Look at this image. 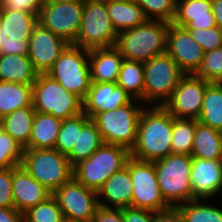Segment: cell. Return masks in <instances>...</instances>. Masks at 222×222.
I'll return each instance as SVG.
<instances>
[{
  "label": "cell",
  "mask_w": 222,
  "mask_h": 222,
  "mask_svg": "<svg viewBox=\"0 0 222 222\" xmlns=\"http://www.w3.org/2000/svg\"><path fill=\"white\" fill-rule=\"evenodd\" d=\"M173 116L158 105H145L137 125V141L131 157L154 162L172 154Z\"/></svg>",
  "instance_id": "6da1fadb"
},
{
  "label": "cell",
  "mask_w": 222,
  "mask_h": 222,
  "mask_svg": "<svg viewBox=\"0 0 222 222\" xmlns=\"http://www.w3.org/2000/svg\"><path fill=\"white\" fill-rule=\"evenodd\" d=\"M169 23L147 19L117 35L115 47L125 59L145 62L166 52Z\"/></svg>",
  "instance_id": "7a4b0ae2"
},
{
  "label": "cell",
  "mask_w": 222,
  "mask_h": 222,
  "mask_svg": "<svg viewBox=\"0 0 222 222\" xmlns=\"http://www.w3.org/2000/svg\"><path fill=\"white\" fill-rule=\"evenodd\" d=\"M131 157L128 148L102 144L89 158L73 167V177L96 192L116 172L122 170Z\"/></svg>",
  "instance_id": "3957f363"
},
{
  "label": "cell",
  "mask_w": 222,
  "mask_h": 222,
  "mask_svg": "<svg viewBox=\"0 0 222 222\" xmlns=\"http://www.w3.org/2000/svg\"><path fill=\"white\" fill-rule=\"evenodd\" d=\"M154 165L161 193L172 208L194 200L190 185L191 155L169 154L154 161Z\"/></svg>",
  "instance_id": "277c9868"
},
{
  "label": "cell",
  "mask_w": 222,
  "mask_h": 222,
  "mask_svg": "<svg viewBox=\"0 0 222 222\" xmlns=\"http://www.w3.org/2000/svg\"><path fill=\"white\" fill-rule=\"evenodd\" d=\"M143 106V107H142ZM145 104L133 99L125 106L97 114V124L104 144L120 145L130 151L137 141V125Z\"/></svg>",
  "instance_id": "5b68a950"
},
{
  "label": "cell",
  "mask_w": 222,
  "mask_h": 222,
  "mask_svg": "<svg viewBox=\"0 0 222 222\" xmlns=\"http://www.w3.org/2000/svg\"><path fill=\"white\" fill-rule=\"evenodd\" d=\"M20 165L52 193L73 177L67 156L55 148L24 149Z\"/></svg>",
  "instance_id": "8992f818"
},
{
  "label": "cell",
  "mask_w": 222,
  "mask_h": 222,
  "mask_svg": "<svg viewBox=\"0 0 222 222\" xmlns=\"http://www.w3.org/2000/svg\"><path fill=\"white\" fill-rule=\"evenodd\" d=\"M33 107L61 120L83 113V100L60 85L48 74H38L32 84Z\"/></svg>",
  "instance_id": "52a82bcc"
},
{
  "label": "cell",
  "mask_w": 222,
  "mask_h": 222,
  "mask_svg": "<svg viewBox=\"0 0 222 222\" xmlns=\"http://www.w3.org/2000/svg\"><path fill=\"white\" fill-rule=\"evenodd\" d=\"M47 74L84 100L91 86L89 50L68 44Z\"/></svg>",
  "instance_id": "ba28073f"
},
{
  "label": "cell",
  "mask_w": 222,
  "mask_h": 222,
  "mask_svg": "<svg viewBox=\"0 0 222 222\" xmlns=\"http://www.w3.org/2000/svg\"><path fill=\"white\" fill-rule=\"evenodd\" d=\"M117 33L107 12V1L84 0L81 26L73 45L87 50L116 45Z\"/></svg>",
  "instance_id": "9c48e42d"
},
{
  "label": "cell",
  "mask_w": 222,
  "mask_h": 222,
  "mask_svg": "<svg viewBox=\"0 0 222 222\" xmlns=\"http://www.w3.org/2000/svg\"><path fill=\"white\" fill-rule=\"evenodd\" d=\"M144 104L163 106L184 73L167 52L143 62Z\"/></svg>",
  "instance_id": "30bf717a"
},
{
  "label": "cell",
  "mask_w": 222,
  "mask_h": 222,
  "mask_svg": "<svg viewBox=\"0 0 222 222\" xmlns=\"http://www.w3.org/2000/svg\"><path fill=\"white\" fill-rule=\"evenodd\" d=\"M132 179L131 207L162 212L172 207L165 201L155 172L154 162L130 157L126 163Z\"/></svg>",
  "instance_id": "8fae6325"
},
{
  "label": "cell",
  "mask_w": 222,
  "mask_h": 222,
  "mask_svg": "<svg viewBox=\"0 0 222 222\" xmlns=\"http://www.w3.org/2000/svg\"><path fill=\"white\" fill-rule=\"evenodd\" d=\"M38 24V14L0 10V55H28V40Z\"/></svg>",
  "instance_id": "7c38bea8"
},
{
  "label": "cell",
  "mask_w": 222,
  "mask_h": 222,
  "mask_svg": "<svg viewBox=\"0 0 222 222\" xmlns=\"http://www.w3.org/2000/svg\"><path fill=\"white\" fill-rule=\"evenodd\" d=\"M82 15L83 1L44 2L38 13V23L73 44L81 26Z\"/></svg>",
  "instance_id": "4fadbf2b"
},
{
  "label": "cell",
  "mask_w": 222,
  "mask_h": 222,
  "mask_svg": "<svg viewBox=\"0 0 222 222\" xmlns=\"http://www.w3.org/2000/svg\"><path fill=\"white\" fill-rule=\"evenodd\" d=\"M52 196L66 220L91 222L99 206L97 192L85 187L74 177L56 189Z\"/></svg>",
  "instance_id": "5bb4252c"
},
{
  "label": "cell",
  "mask_w": 222,
  "mask_h": 222,
  "mask_svg": "<svg viewBox=\"0 0 222 222\" xmlns=\"http://www.w3.org/2000/svg\"><path fill=\"white\" fill-rule=\"evenodd\" d=\"M209 83L196 74H184L163 107L174 118L197 120L201 113L206 86Z\"/></svg>",
  "instance_id": "9a60e30c"
},
{
  "label": "cell",
  "mask_w": 222,
  "mask_h": 222,
  "mask_svg": "<svg viewBox=\"0 0 222 222\" xmlns=\"http://www.w3.org/2000/svg\"><path fill=\"white\" fill-rule=\"evenodd\" d=\"M166 52L184 74H195L204 56L201 46L189 32L173 23H169L167 31Z\"/></svg>",
  "instance_id": "2e32d148"
},
{
  "label": "cell",
  "mask_w": 222,
  "mask_h": 222,
  "mask_svg": "<svg viewBox=\"0 0 222 222\" xmlns=\"http://www.w3.org/2000/svg\"><path fill=\"white\" fill-rule=\"evenodd\" d=\"M68 44L38 23L28 40L27 56L39 74H47Z\"/></svg>",
  "instance_id": "e0dca14e"
},
{
  "label": "cell",
  "mask_w": 222,
  "mask_h": 222,
  "mask_svg": "<svg viewBox=\"0 0 222 222\" xmlns=\"http://www.w3.org/2000/svg\"><path fill=\"white\" fill-rule=\"evenodd\" d=\"M190 185L194 199H210L222 193V160L192 157Z\"/></svg>",
  "instance_id": "ac0fdd59"
},
{
  "label": "cell",
  "mask_w": 222,
  "mask_h": 222,
  "mask_svg": "<svg viewBox=\"0 0 222 222\" xmlns=\"http://www.w3.org/2000/svg\"><path fill=\"white\" fill-rule=\"evenodd\" d=\"M132 100L117 82H91L87 96L83 100V113L93 119L103 111L118 109Z\"/></svg>",
  "instance_id": "d6986e66"
},
{
  "label": "cell",
  "mask_w": 222,
  "mask_h": 222,
  "mask_svg": "<svg viewBox=\"0 0 222 222\" xmlns=\"http://www.w3.org/2000/svg\"><path fill=\"white\" fill-rule=\"evenodd\" d=\"M12 193L14 208L22 213L52 196V192L35 180L21 165L13 167Z\"/></svg>",
  "instance_id": "ffe728a7"
},
{
  "label": "cell",
  "mask_w": 222,
  "mask_h": 222,
  "mask_svg": "<svg viewBox=\"0 0 222 222\" xmlns=\"http://www.w3.org/2000/svg\"><path fill=\"white\" fill-rule=\"evenodd\" d=\"M172 23L185 29L217 26L212 12V0H177L176 15Z\"/></svg>",
  "instance_id": "44dd1931"
},
{
  "label": "cell",
  "mask_w": 222,
  "mask_h": 222,
  "mask_svg": "<svg viewBox=\"0 0 222 222\" xmlns=\"http://www.w3.org/2000/svg\"><path fill=\"white\" fill-rule=\"evenodd\" d=\"M132 179L129 169L125 166L114 173L98 190V204L107 208L131 207Z\"/></svg>",
  "instance_id": "7402d4cb"
},
{
  "label": "cell",
  "mask_w": 222,
  "mask_h": 222,
  "mask_svg": "<svg viewBox=\"0 0 222 222\" xmlns=\"http://www.w3.org/2000/svg\"><path fill=\"white\" fill-rule=\"evenodd\" d=\"M123 59L115 46L89 50L91 82H117Z\"/></svg>",
  "instance_id": "603a6c76"
},
{
  "label": "cell",
  "mask_w": 222,
  "mask_h": 222,
  "mask_svg": "<svg viewBox=\"0 0 222 222\" xmlns=\"http://www.w3.org/2000/svg\"><path fill=\"white\" fill-rule=\"evenodd\" d=\"M38 74L27 55H0V81L32 85Z\"/></svg>",
  "instance_id": "cb8c5ba5"
},
{
  "label": "cell",
  "mask_w": 222,
  "mask_h": 222,
  "mask_svg": "<svg viewBox=\"0 0 222 222\" xmlns=\"http://www.w3.org/2000/svg\"><path fill=\"white\" fill-rule=\"evenodd\" d=\"M191 156L205 160H222V132L195 119Z\"/></svg>",
  "instance_id": "d4e9b609"
},
{
  "label": "cell",
  "mask_w": 222,
  "mask_h": 222,
  "mask_svg": "<svg viewBox=\"0 0 222 222\" xmlns=\"http://www.w3.org/2000/svg\"><path fill=\"white\" fill-rule=\"evenodd\" d=\"M62 120L35 111L29 144L24 149L54 148Z\"/></svg>",
  "instance_id": "484cf974"
},
{
  "label": "cell",
  "mask_w": 222,
  "mask_h": 222,
  "mask_svg": "<svg viewBox=\"0 0 222 222\" xmlns=\"http://www.w3.org/2000/svg\"><path fill=\"white\" fill-rule=\"evenodd\" d=\"M34 117L33 106L19 108L2 117L0 127L24 149L29 144Z\"/></svg>",
  "instance_id": "4316f807"
},
{
  "label": "cell",
  "mask_w": 222,
  "mask_h": 222,
  "mask_svg": "<svg viewBox=\"0 0 222 222\" xmlns=\"http://www.w3.org/2000/svg\"><path fill=\"white\" fill-rule=\"evenodd\" d=\"M101 138L97 124L93 119H89L82 127L78 129L77 143L66 155L72 167L83 160L89 158L101 145Z\"/></svg>",
  "instance_id": "83f0119b"
},
{
  "label": "cell",
  "mask_w": 222,
  "mask_h": 222,
  "mask_svg": "<svg viewBox=\"0 0 222 222\" xmlns=\"http://www.w3.org/2000/svg\"><path fill=\"white\" fill-rule=\"evenodd\" d=\"M107 12L117 34L139 26L147 20L142 8L135 1H107Z\"/></svg>",
  "instance_id": "f1b7e54d"
},
{
  "label": "cell",
  "mask_w": 222,
  "mask_h": 222,
  "mask_svg": "<svg viewBox=\"0 0 222 222\" xmlns=\"http://www.w3.org/2000/svg\"><path fill=\"white\" fill-rule=\"evenodd\" d=\"M28 106H33L32 85L0 81V119Z\"/></svg>",
  "instance_id": "f546056e"
},
{
  "label": "cell",
  "mask_w": 222,
  "mask_h": 222,
  "mask_svg": "<svg viewBox=\"0 0 222 222\" xmlns=\"http://www.w3.org/2000/svg\"><path fill=\"white\" fill-rule=\"evenodd\" d=\"M197 121L222 132V83L210 82L206 86Z\"/></svg>",
  "instance_id": "4dcf8cb0"
},
{
  "label": "cell",
  "mask_w": 222,
  "mask_h": 222,
  "mask_svg": "<svg viewBox=\"0 0 222 222\" xmlns=\"http://www.w3.org/2000/svg\"><path fill=\"white\" fill-rule=\"evenodd\" d=\"M117 85L125 90L132 99L144 103V67L143 62L123 59Z\"/></svg>",
  "instance_id": "1f68e13d"
},
{
  "label": "cell",
  "mask_w": 222,
  "mask_h": 222,
  "mask_svg": "<svg viewBox=\"0 0 222 222\" xmlns=\"http://www.w3.org/2000/svg\"><path fill=\"white\" fill-rule=\"evenodd\" d=\"M209 201L210 199H194L175 208L183 222H222L221 207Z\"/></svg>",
  "instance_id": "d6a6232c"
},
{
  "label": "cell",
  "mask_w": 222,
  "mask_h": 222,
  "mask_svg": "<svg viewBox=\"0 0 222 222\" xmlns=\"http://www.w3.org/2000/svg\"><path fill=\"white\" fill-rule=\"evenodd\" d=\"M195 134V119L174 118L172 127V154L191 155Z\"/></svg>",
  "instance_id": "836d02e7"
},
{
  "label": "cell",
  "mask_w": 222,
  "mask_h": 222,
  "mask_svg": "<svg viewBox=\"0 0 222 222\" xmlns=\"http://www.w3.org/2000/svg\"><path fill=\"white\" fill-rule=\"evenodd\" d=\"M89 119L88 115L81 113L75 117L62 120L54 148L61 154L67 155L74 144L77 143L78 129H82Z\"/></svg>",
  "instance_id": "e575fe53"
},
{
  "label": "cell",
  "mask_w": 222,
  "mask_h": 222,
  "mask_svg": "<svg viewBox=\"0 0 222 222\" xmlns=\"http://www.w3.org/2000/svg\"><path fill=\"white\" fill-rule=\"evenodd\" d=\"M63 212L53 196L24 212V222H63Z\"/></svg>",
  "instance_id": "d590c367"
},
{
  "label": "cell",
  "mask_w": 222,
  "mask_h": 222,
  "mask_svg": "<svg viewBox=\"0 0 222 222\" xmlns=\"http://www.w3.org/2000/svg\"><path fill=\"white\" fill-rule=\"evenodd\" d=\"M147 19L172 23L176 15L177 0H135Z\"/></svg>",
  "instance_id": "8d00e7d4"
},
{
  "label": "cell",
  "mask_w": 222,
  "mask_h": 222,
  "mask_svg": "<svg viewBox=\"0 0 222 222\" xmlns=\"http://www.w3.org/2000/svg\"><path fill=\"white\" fill-rule=\"evenodd\" d=\"M22 146L0 127V169H8L21 164Z\"/></svg>",
  "instance_id": "74e56055"
},
{
  "label": "cell",
  "mask_w": 222,
  "mask_h": 222,
  "mask_svg": "<svg viewBox=\"0 0 222 222\" xmlns=\"http://www.w3.org/2000/svg\"><path fill=\"white\" fill-rule=\"evenodd\" d=\"M195 74L205 81L222 83V47L205 52Z\"/></svg>",
  "instance_id": "f35d334b"
},
{
  "label": "cell",
  "mask_w": 222,
  "mask_h": 222,
  "mask_svg": "<svg viewBox=\"0 0 222 222\" xmlns=\"http://www.w3.org/2000/svg\"><path fill=\"white\" fill-rule=\"evenodd\" d=\"M191 37L201 46L203 52L222 47V29L214 26L208 29H186Z\"/></svg>",
  "instance_id": "ab89813d"
},
{
  "label": "cell",
  "mask_w": 222,
  "mask_h": 222,
  "mask_svg": "<svg viewBox=\"0 0 222 222\" xmlns=\"http://www.w3.org/2000/svg\"><path fill=\"white\" fill-rule=\"evenodd\" d=\"M12 181L13 167L0 169V207H14Z\"/></svg>",
  "instance_id": "60d3db41"
},
{
  "label": "cell",
  "mask_w": 222,
  "mask_h": 222,
  "mask_svg": "<svg viewBox=\"0 0 222 222\" xmlns=\"http://www.w3.org/2000/svg\"><path fill=\"white\" fill-rule=\"evenodd\" d=\"M44 0H2L0 10H18L38 14Z\"/></svg>",
  "instance_id": "b9f144b4"
},
{
  "label": "cell",
  "mask_w": 222,
  "mask_h": 222,
  "mask_svg": "<svg viewBox=\"0 0 222 222\" xmlns=\"http://www.w3.org/2000/svg\"><path fill=\"white\" fill-rule=\"evenodd\" d=\"M124 222H155V212L135 207L122 208Z\"/></svg>",
  "instance_id": "7bdbcfd3"
},
{
  "label": "cell",
  "mask_w": 222,
  "mask_h": 222,
  "mask_svg": "<svg viewBox=\"0 0 222 222\" xmlns=\"http://www.w3.org/2000/svg\"><path fill=\"white\" fill-rule=\"evenodd\" d=\"M91 222H124L122 208L98 206Z\"/></svg>",
  "instance_id": "ee69618b"
},
{
  "label": "cell",
  "mask_w": 222,
  "mask_h": 222,
  "mask_svg": "<svg viewBox=\"0 0 222 222\" xmlns=\"http://www.w3.org/2000/svg\"><path fill=\"white\" fill-rule=\"evenodd\" d=\"M0 222H24V213L14 207H0Z\"/></svg>",
  "instance_id": "f6af8a7d"
},
{
  "label": "cell",
  "mask_w": 222,
  "mask_h": 222,
  "mask_svg": "<svg viewBox=\"0 0 222 222\" xmlns=\"http://www.w3.org/2000/svg\"><path fill=\"white\" fill-rule=\"evenodd\" d=\"M155 222H183V219L176 208L162 212H155Z\"/></svg>",
  "instance_id": "bcb514c9"
},
{
  "label": "cell",
  "mask_w": 222,
  "mask_h": 222,
  "mask_svg": "<svg viewBox=\"0 0 222 222\" xmlns=\"http://www.w3.org/2000/svg\"><path fill=\"white\" fill-rule=\"evenodd\" d=\"M212 12L216 25L222 29V0H212Z\"/></svg>",
  "instance_id": "7dc6e473"
},
{
  "label": "cell",
  "mask_w": 222,
  "mask_h": 222,
  "mask_svg": "<svg viewBox=\"0 0 222 222\" xmlns=\"http://www.w3.org/2000/svg\"><path fill=\"white\" fill-rule=\"evenodd\" d=\"M65 1H84V0H44L45 3H57V2H65Z\"/></svg>",
  "instance_id": "c3c4849f"
},
{
  "label": "cell",
  "mask_w": 222,
  "mask_h": 222,
  "mask_svg": "<svg viewBox=\"0 0 222 222\" xmlns=\"http://www.w3.org/2000/svg\"><path fill=\"white\" fill-rule=\"evenodd\" d=\"M104 1H109V2H117V1H119V2H133L135 0H104Z\"/></svg>",
  "instance_id": "681fc988"
},
{
  "label": "cell",
  "mask_w": 222,
  "mask_h": 222,
  "mask_svg": "<svg viewBox=\"0 0 222 222\" xmlns=\"http://www.w3.org/2000/svg\"><path fill=\"white\" fill-rule=\"evenodd\" d=\"M63 222H82V221H71V220H64Z\"/></svg>",
  "instance_id": "f907efd6"
}]
</instances>
